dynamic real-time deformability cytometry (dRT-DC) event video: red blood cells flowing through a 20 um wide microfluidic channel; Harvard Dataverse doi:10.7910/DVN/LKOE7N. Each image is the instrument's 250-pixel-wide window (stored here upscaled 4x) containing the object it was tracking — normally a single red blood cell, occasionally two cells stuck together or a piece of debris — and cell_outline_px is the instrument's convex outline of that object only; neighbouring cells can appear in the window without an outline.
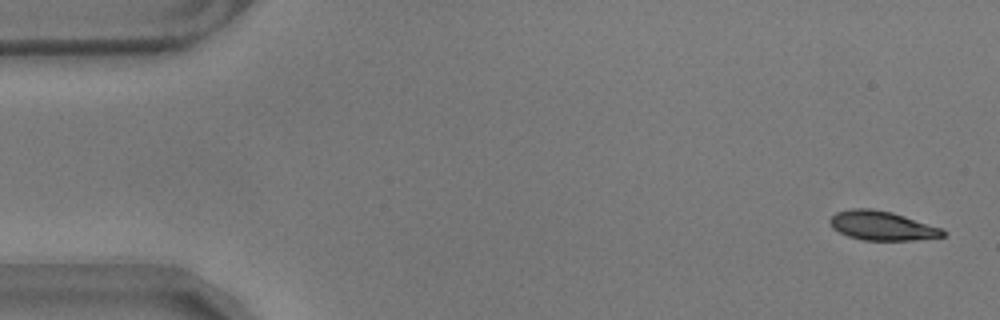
{"species": "common noctule bat (a hibernating species)", "species_latin": "Nyctalus noctula", "temperature_condition": "warm", "stored_images_in_passage": 14, "camera_frame_rate_fps": 3000, "um_per_image_px": 0.085, "animal": {"sex": "male", "body_mass_g": 17.9}, "frame": {"image": 1, "passage_image": 1, "time_ms": 0.0, "image_size_px": [1000, 320], "cell_outline_px": [[944, 236], [912, 240], [864, 240], [848, 236], [832, 228], [828, 220], [836, 212], [852, 208], [872, 208], [892, 212], [940, 228], [944, 232]], "centroid_in_image_um": [74.9, 19.17], "position_along_channel_um": 10.1, "area_um2": 18.96}}